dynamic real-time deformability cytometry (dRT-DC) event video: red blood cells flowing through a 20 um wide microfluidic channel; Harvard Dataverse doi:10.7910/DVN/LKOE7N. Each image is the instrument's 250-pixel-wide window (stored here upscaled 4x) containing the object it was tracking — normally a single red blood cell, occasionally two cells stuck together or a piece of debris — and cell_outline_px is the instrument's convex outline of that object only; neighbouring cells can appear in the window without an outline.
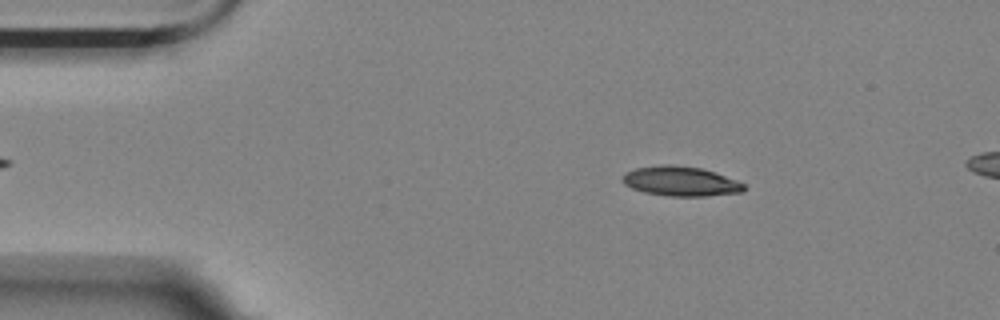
{"species": "Egyptian fruit bat (a non-hibernating species)", "species_latin": "Rousettus aegyptiacus", "temperature_condition": "room temperature", "stored_images_in_passage": 14, "camera_frame_rate_fps": 3000, "um_per_image_px": 0.085, "animal": {"sex": "female"}, "frame": {"image": 1, "passage_image": 7, "time_ms": 2.0, "image_size_px": [1000, 320], "cell_outline_px": [[744, 188], [740, 192], [704, 196], [668, 196], [644, 192], [632, 188], [624, 184], [620, 180], [620, 176], [636, 168], [664, 164], [672, 164], [700, 168], [736, 180], [744, 184]], "centroid_in_image_um": [57.78, 15.4], "position_along_channel_um": 27.2, "area_um2": 20.75}}